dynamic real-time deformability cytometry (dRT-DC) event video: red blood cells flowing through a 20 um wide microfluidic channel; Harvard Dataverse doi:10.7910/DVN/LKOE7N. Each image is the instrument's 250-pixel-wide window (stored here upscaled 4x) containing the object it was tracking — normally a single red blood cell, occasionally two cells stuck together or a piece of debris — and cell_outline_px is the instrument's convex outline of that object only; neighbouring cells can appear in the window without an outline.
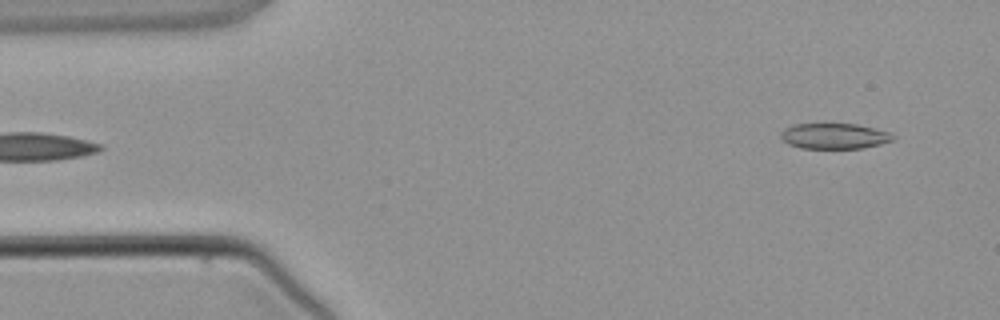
{"species": "common noctule bat (a hibernating species)", "species_latin": "Nyctalus noctula", "temperature_condition": "warm", "stored_images_in_passage": 2, "segment_of_instrument_passage": [2, 2], "camera_frame_rate_fps": 3000, "um_per_image_px": 0.085, "animal": {"sex": "male", "body_mass_g": 21.5, "forearm_length_mm": 52.0}, "frame": {"image": 1, "passage_image": 2, "time_ms": 2.333, "image_size_px": [1000, 320], "cell_outline_px": [[896, 136], [892, 140], [880, 144], [864, 148], [800, 148], [788, 144], [780, 136], [780, 132], [784, 128], [796, 124], [856, 124], [888, 132]], "centroid_in_image_um": [70.89, 11.57], "position_along_channel_um": 14.1, "area_um2": 16.59}}